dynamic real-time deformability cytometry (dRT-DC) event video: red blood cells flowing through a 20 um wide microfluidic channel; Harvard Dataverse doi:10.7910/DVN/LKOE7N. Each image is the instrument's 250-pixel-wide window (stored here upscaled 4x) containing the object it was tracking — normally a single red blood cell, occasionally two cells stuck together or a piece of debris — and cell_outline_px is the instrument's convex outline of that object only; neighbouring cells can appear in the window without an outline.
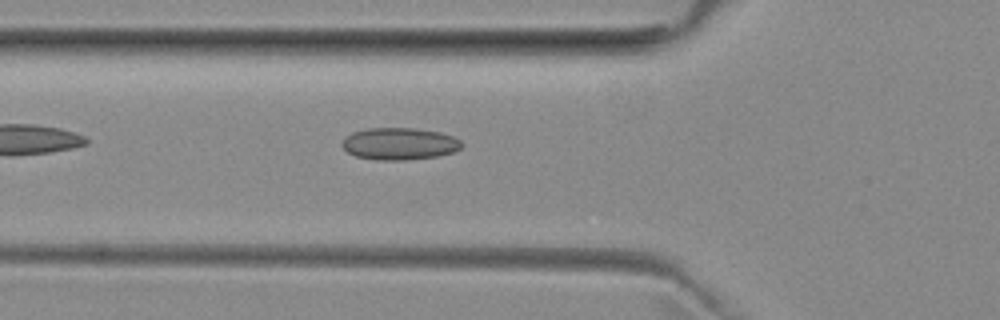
{"species": "common noctule bat (a hibernating species)", "species_latin": "Nyctalus noctula", "temperature_condition": "room temperature", "stored_images_in_passage": 38, "camera_frame_rate_fps": 3000, "um_per_image_px": 0.085, "animal": {"sex": "female", "body_mass_g": 29.2, "forearm_length_mm": 56.3}, "frame": {"image": 1, "passage_image": 4, "time_ms": 1.0, "image_size_px": [1000, 320], "cell_outline_px": [[464, 144], [460, 148], [452, 152], [436, 156], [404, 160], [376, 160], [356, 156], [348, 152], [340, 144], [344, 136], [352, 132], [368, 128], [416, 128], [440, 132], [452, 136], [460, 140]], "centroid_in_image_um": [33.92, 12.21], "position_along_channel_um": 91.9, "area_um2": 22.43}}
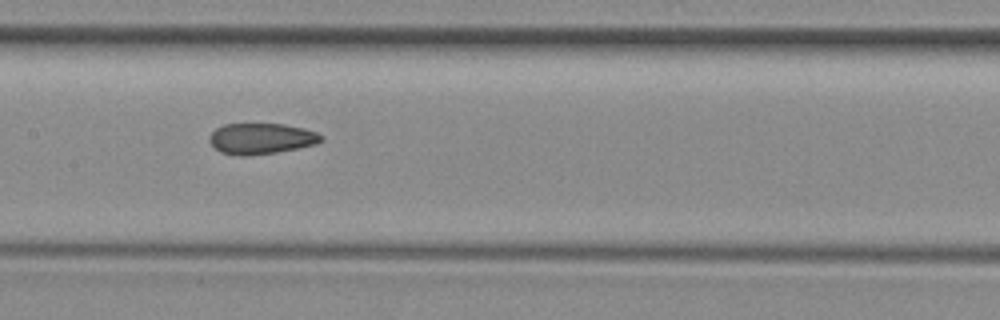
{"frame": {"image": 2, "passage_image": 11, "time_ms": 3.333, "image_size_px": [1000, 320], "cell_outline_px": [[320, 140], [316, 144], [276, 152], [248, 156], [240, 156], [220, 152], [208, 140], [212, 132], [216, 128], [224, 124], [284, 124], [304, 128], [316, 132], [320, 136]], "centroid_in_image_um": [22.16, 11.78], "position_along_channel_um": 185.2, "area_um2": 19.88}}
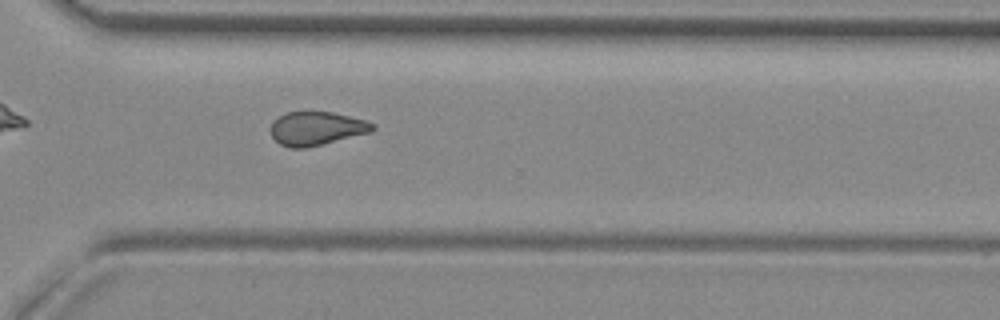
{"frame": {"image": 3, "passage_image": 23, "time_ms": 7.333, "image_size_px": [1000, 320], "cell_outline_px": [[376, 128], [372, 132], [304, 148], [288, 148], [280, 144], [272, 136], [272, 124], [280, 116], [288, 112], [332, 112], [364, 120], [376, 124]], "centroid_in_image_um": [26.94, 10.92], "position_along_channel_um": 343.7, "area_um2": 19.65}, "authors_computed_cell_mechanics": {"area_um2": 20.3456, "velocity_mm_per_s": 3.9772, "shape_relaxation_time_tau1_ms": null, "shape_relaxation_time_tau2_ms": 2.8567, "deformation_change_tau1": null, "deformation_change_tau2": 0.0927}}